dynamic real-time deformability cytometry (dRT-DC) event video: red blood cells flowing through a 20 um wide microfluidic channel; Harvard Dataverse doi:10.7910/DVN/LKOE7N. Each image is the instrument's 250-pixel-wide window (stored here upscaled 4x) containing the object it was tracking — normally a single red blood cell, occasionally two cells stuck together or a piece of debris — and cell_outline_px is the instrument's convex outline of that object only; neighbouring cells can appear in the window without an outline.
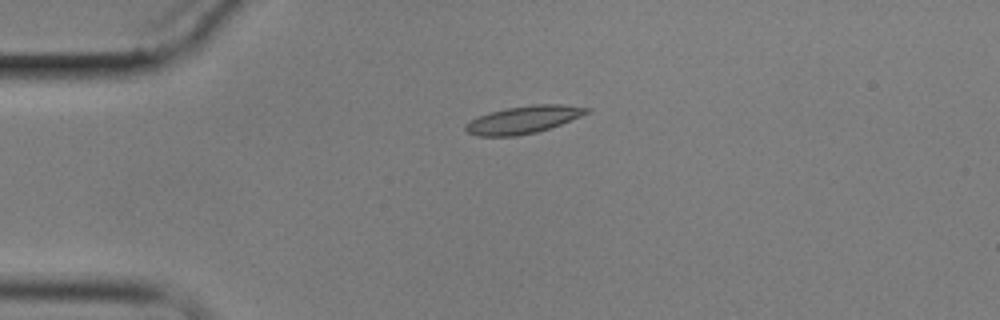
{"species": "common noctule bat (a hibernating species)", "species_latin": "Nyctalus noctula", "temperature_condition": "cold", "stored_images_in_passage": 2, "camera_frame_rate_fps": 3000, "um_per_image_px": 0.085, "animal": {"sex": "male", "body_mass_g": 17.9}, "frame": {"image": 1, "passage_image": 1, "time_ms": 0.0, "image_size_px": [1000, 320], "cell_outline_px": [[592, 108], [588, 112], [580, 116], [560, 124], [536, 132], [516, 136], [476, 136], [468, 132], [464, 128], [472, 120], [488, 112], [508, 108], [532, 104], [560, 104]], "centroid_in_image_um": [44.49, 10.17], "position_along_channel_um": 40.5, "area_um2": 19.07}}